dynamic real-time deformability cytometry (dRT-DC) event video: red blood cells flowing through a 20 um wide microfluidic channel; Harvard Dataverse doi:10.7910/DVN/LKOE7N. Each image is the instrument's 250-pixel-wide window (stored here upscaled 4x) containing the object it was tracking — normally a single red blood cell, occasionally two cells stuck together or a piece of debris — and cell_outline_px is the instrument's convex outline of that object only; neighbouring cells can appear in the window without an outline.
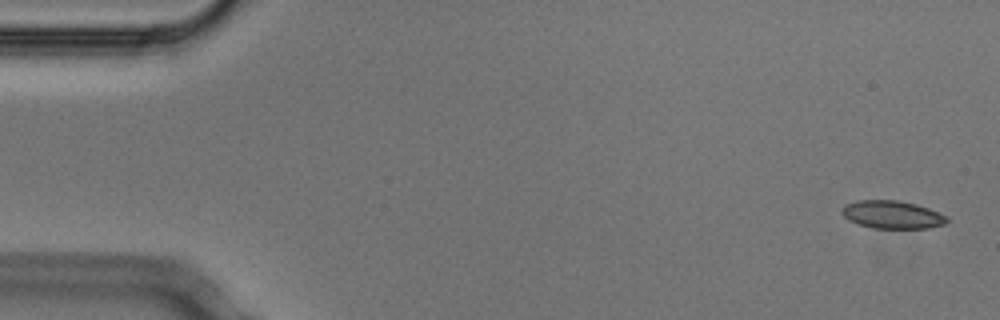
{"species": "Egyptian fruit bat (a non-hibernating species)", "species_latin": "Rousettus aegyptiacus", "temperature_condition": "cold", "stored_images_in_passage": 4, "camera_frame_rate_fps": 3000, "um_per_image_px": 0.085, "animal": {"sex": "male"}, "frame": {"image": 1, "passage_image": 1, "time_ms": 0.0, "image_size_px": [1000, 320], "cell_outline_px": [[948, 220], [944, 224], [928, 228], [872, 228], [860, 224], [844, 216], [840, 212], [840, 208], [844, 204], [856, 200], [896, 200], [916, 204], [928, 208], [948, 216]], "centroid_in_image_um": [75.82, 18.23], "position_along_channel_um": 9.2, "area_um2": 17.05}}
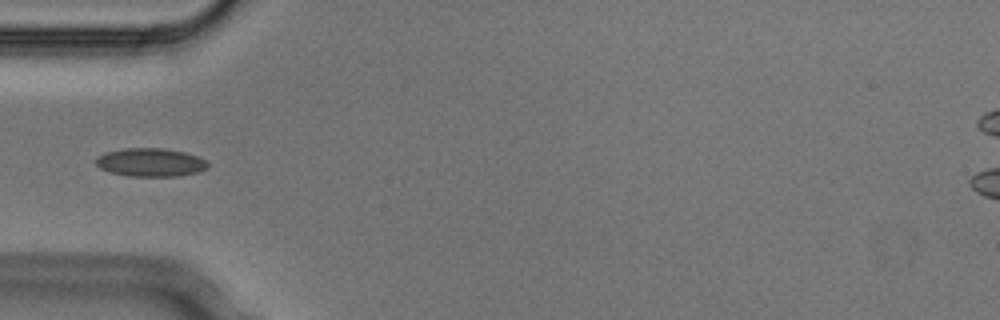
{"frame": {"image": 2, "passage_image": 4, "time_ms": 1.0, "image_size_px": [1000, 320], "cell_outline_px": [[208, 168], [200, 172], [180, 176], [128, 176], [112, 172], [100, 168], [96, 164], [96, 156], [104, 152], [124, 148], [164, 148], [184, 152], [196, 156], [204, 160], [208, 164]], "centroid_in_image_um": [12.79, 13.8], "position_along_channel_um": 72.2, "area_um2": 18.55}}